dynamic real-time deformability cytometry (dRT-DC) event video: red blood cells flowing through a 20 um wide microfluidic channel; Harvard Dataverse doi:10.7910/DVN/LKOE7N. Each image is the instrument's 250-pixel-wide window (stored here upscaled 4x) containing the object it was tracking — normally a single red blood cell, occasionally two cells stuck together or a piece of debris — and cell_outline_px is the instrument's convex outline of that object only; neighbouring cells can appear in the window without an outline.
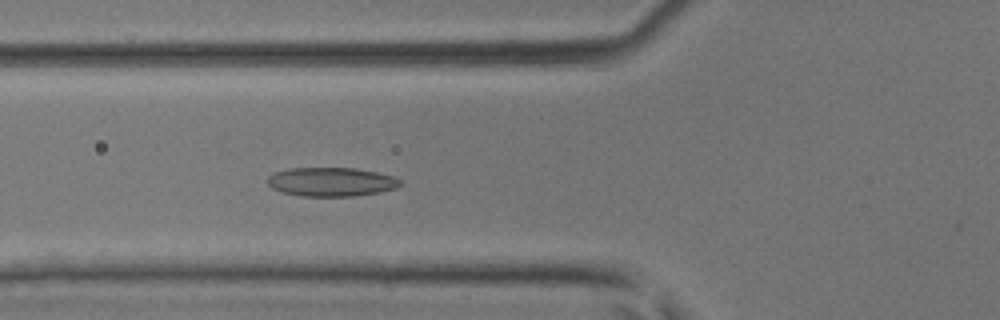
{"species": "common noctule bat (a hibernating species)", "species_latin": "Nyctalus noctula", "temperature_condition": "room temperature", "stored_images_in_passage": 46, "camera_frame_rate_fps": 3000, "um_per_image_px": 0.085, "animal": {"sex": "male", "body_mass_g": 17.9, "forearm_length_mm": 54.2}, "frame": {"image": 1, "passage_image": 18, "time_ms": 5.667, "image_size_px": [1000, 320], "cell_outline_px": [[404, 184], [396, 188], [376, 192], [352, 196], [300, 196], [284, 192], [272, 188], [268, 184], [268, 176], [276, 172], [288, 168], [356, 168], [396, 176]], "centroid_in_image_um": [28.18, 15.45], "position_along_channel_um": 97.6, "area_um2": 22.31}}
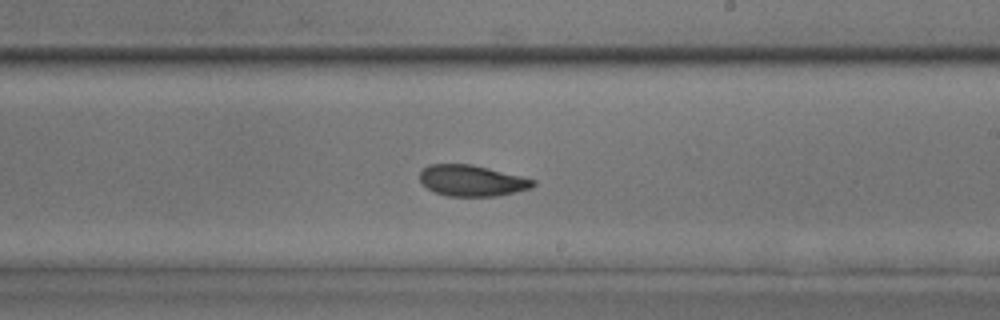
{"frame": {"image": 2, "passage_image": 28, "time_ms": 9.0, "image_size_px": [1000, 320], "cell_outline_px": [[536, 184], [532, 188], [496, 196], [448, 196], [436, 192], [428, 188], [420, 180], [420, 172], [428, 164], [472, 164], [536, 180]], "centroid_in_image_um": [40.12, 15.35], "position_along_channel_um": 248.9, "area_um2": 20.35}}
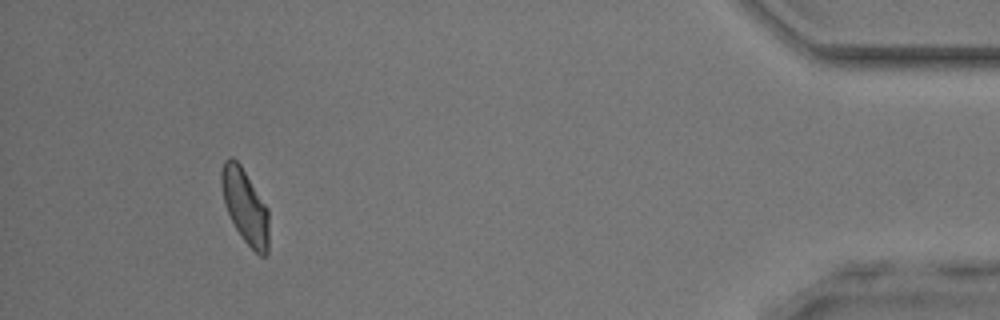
{"frame": {"image": 3, "passage_image": 43, "time_ms": 14.0, "image_size_px": [1000, 320], "cell_outline_px": [[268, 252], [264, 256], [260, 256], [244, 240], [236, 228], [224, 204], [220, 180], [220, 172], [224, 160], [228, 156], [232, 156], [240, 164], [268, 208]], "centroid_in_image_um": [20.82, 17.49], "position_along_channel_um": 414.4, "area_um2": 20.46}}